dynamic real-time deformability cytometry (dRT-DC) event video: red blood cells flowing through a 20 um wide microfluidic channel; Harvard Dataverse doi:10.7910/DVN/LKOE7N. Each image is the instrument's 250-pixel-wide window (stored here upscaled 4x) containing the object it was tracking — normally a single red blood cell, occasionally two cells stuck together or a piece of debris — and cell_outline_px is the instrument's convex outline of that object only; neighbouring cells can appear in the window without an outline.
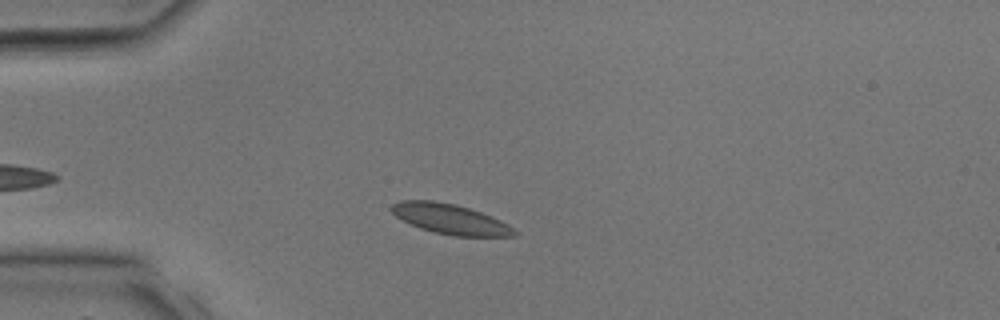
{"species": "common noctule bat (a hibernating species)", "species_latin": "Nyctalus noctula", "temperature_condition": "room temperature", "stored_images_in_passage": 27, "camera_frame_rate_fps": 3000, "um_per_image_px": 0.085, "animal": {"sex": "male", "body_mass_g": 17.9, "forearm_length_mm": 54.2}, "frame": {"image": 1, "passage_image": 6, "time_ms": 1.667, "image_size_px": [1000, 320], "cell_outline_px": [[520, 232], [516, 236], [456, 236], [436, 232], [420, 228], [396, 216], [388, 208], [392, 204], [400, 200], [432, 200], [456, 204], [492, 216], [508, 224]], "centroid_in_image_um": [38.29, 18.61], "position_along_channel_um": 46.7, "area_um2": 21.5}}
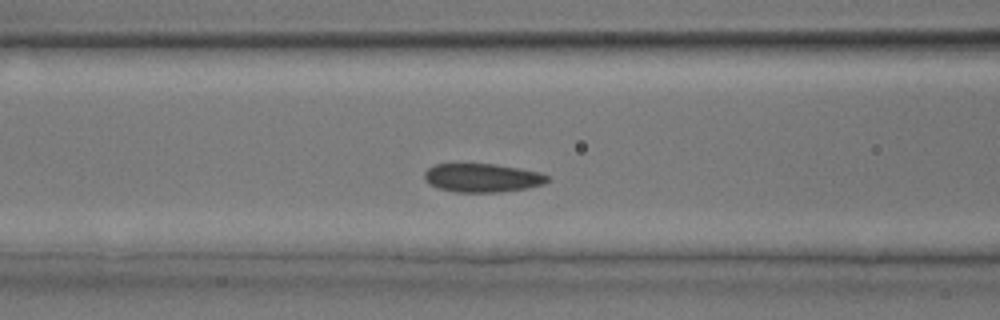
{"frame": {"image": 2, "passage_image": 11, "time_ms": 3.333, "image_size_px": [1000, 320], "cell_outline_px": [[552, 180], [544, 184], [528, 188], [500, 192], [456, 192], [440, 188], [424, 180], [424, 172], [432, 164], [496, 164], [520, 168], [540, 172], [548, 176]], "centroid_in_image_um": [41.04, 15.11], "position_along_channel_um": 125.6, "area_um2": 20.63}}
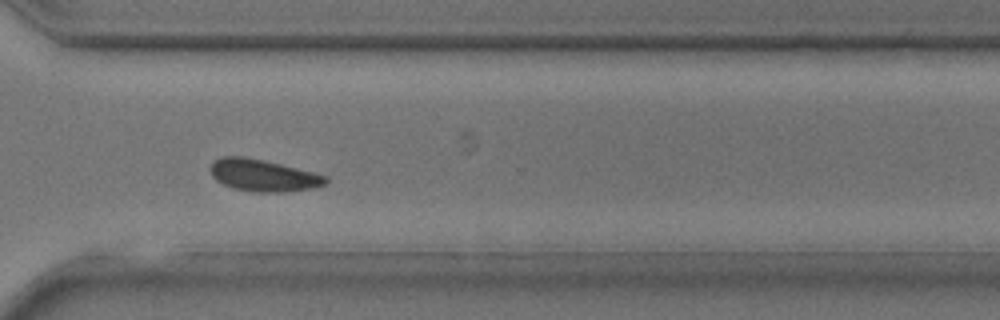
{"frame": {"image": 3, "passage_image": 22, "time_ms": 7.0, "image_size_px": [1000, 320], "cell_outline_px": [[328, 184], [312, 188], [284, 192], [252, 192], [232, 188], [216, 180], [212, 176], [208, 168], [212, 160], [220, 156], [244, 156], [280, 164], [328, 176]], "centroid_in_image_um": [22.32, 14.9], "position_along_channel_um": 348.3, "area_um2": 21.68}}